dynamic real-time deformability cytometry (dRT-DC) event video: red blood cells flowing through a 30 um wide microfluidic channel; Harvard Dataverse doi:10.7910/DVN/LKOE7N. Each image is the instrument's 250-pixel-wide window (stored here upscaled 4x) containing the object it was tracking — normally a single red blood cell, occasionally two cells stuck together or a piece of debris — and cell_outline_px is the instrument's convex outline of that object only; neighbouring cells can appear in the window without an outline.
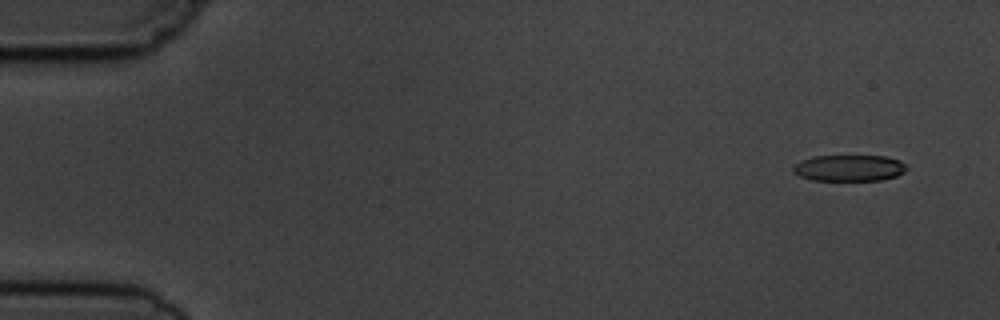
{"species": "common noctule bat (a hibernating species)", "species_latin": "Nyctalus noctula", "temperature_condition": "cold", "stored_images_in_passage": 6, "camera_frame_rate_fps": 3000, "um_per_image_px": 0.085, "animal": {"sex": "male", "body_mass_g": 19.5, "forearm_length_mm": 54.6}, "frame": {"image": 1, "passage_image": 1, "time_ms": 0.0, "image_size_px": [1000, 320], "cell_outline_px": [[908, 168], [904, 172], [896, 176], [880, 180], [812, 180], [800, 176], [792, 172], [792, 168], [800, 160], [812, 156], [888, 156], [900, 160]], "centroid_in_image_um": [72.17, 14.27], "position_along_channel_um": 12.8, "area_um2": 17.46}}
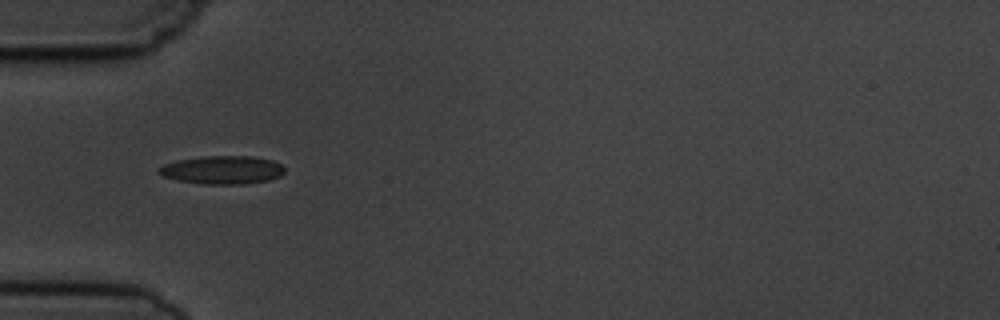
{"frame": {"image": 2, "passage_image": 5, "time_ms": 4.667, "image_size_px": [1000, 320], "cell_outline_px": [[284, 172], [280, 176], [268, 180], [244, 184], [204, 184], [176, 180], [164, 176], [156, 172], [156, 168], [164, 164], [180, 160], [204, 156], [252, 156], [272, 160], [284, 164]], "centroid_in_image_um": [18.91, 14.44], "position_along_channel_um": 66.1, "area_um2": 20.81}}
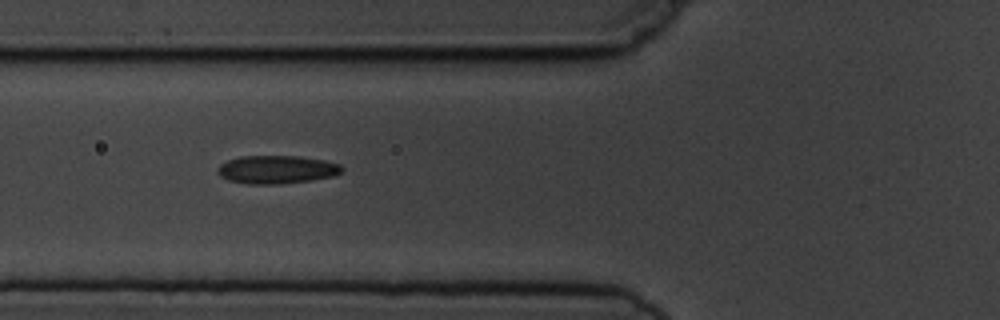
{"frame": {"image": 3, "passage_image": 6, "time_ms": 5.667, "image_size_px": [1000, 320], "cell_outline_px": [[344, 168], [336, 176], [312, 180], [280, 184], [248, 184], [228, 180], [220, 176], [216, 172], [216, 168], [220, 164], [228, 160], [240, 156], [300, 156], [324, 160], [340, 164]], "centroid_in_image_um": [23.51, 14.41], "position_along_channel_um": 102.3, "area_um2": 20.63}}